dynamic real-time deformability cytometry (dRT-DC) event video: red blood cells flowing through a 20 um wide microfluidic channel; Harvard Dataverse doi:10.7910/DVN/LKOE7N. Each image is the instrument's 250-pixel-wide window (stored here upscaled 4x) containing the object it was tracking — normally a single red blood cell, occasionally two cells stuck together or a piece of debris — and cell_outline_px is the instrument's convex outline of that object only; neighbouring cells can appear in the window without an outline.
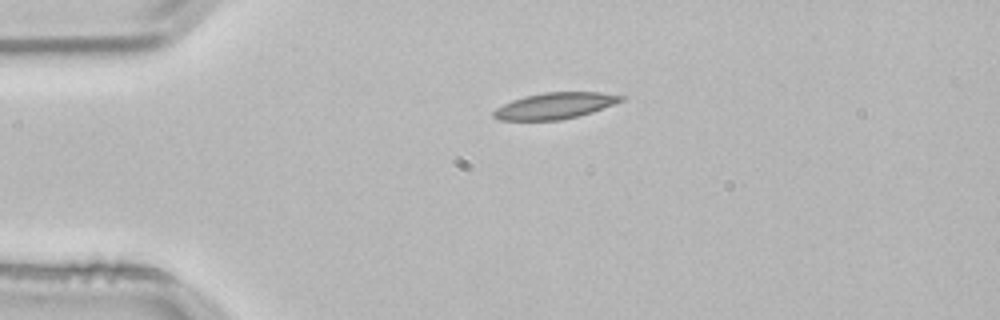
{"species": "common noctule bat (a hibernating species)", "species_latin": "Nyctalus noctula", "temperature_condition": "room temperature", "stored_images_in_passage": 4, "camera_frame_rate_fps": 3000, "um_per_image_px": 0.085, "animal": {"sex": "male", "body_mass_g": 21.5, "forearm_length_mm": 52.0}, "frame": {"image": 1, "passage_image": 4, "time_ms": 1.0, "image_size_px": [1000, 320], "cell_outline_px": [[628, 96], [624, 100], [592, 112], [560, 120], [500, 120], [492, 116], [492, 112], [496, 108], [512, 100], [524, 96], [544, 92], [600, 92]], "centroid_in_image_um": [47.18, 8.98], "position_along_channel_um": 37.8, "area_um2": 19.48}}